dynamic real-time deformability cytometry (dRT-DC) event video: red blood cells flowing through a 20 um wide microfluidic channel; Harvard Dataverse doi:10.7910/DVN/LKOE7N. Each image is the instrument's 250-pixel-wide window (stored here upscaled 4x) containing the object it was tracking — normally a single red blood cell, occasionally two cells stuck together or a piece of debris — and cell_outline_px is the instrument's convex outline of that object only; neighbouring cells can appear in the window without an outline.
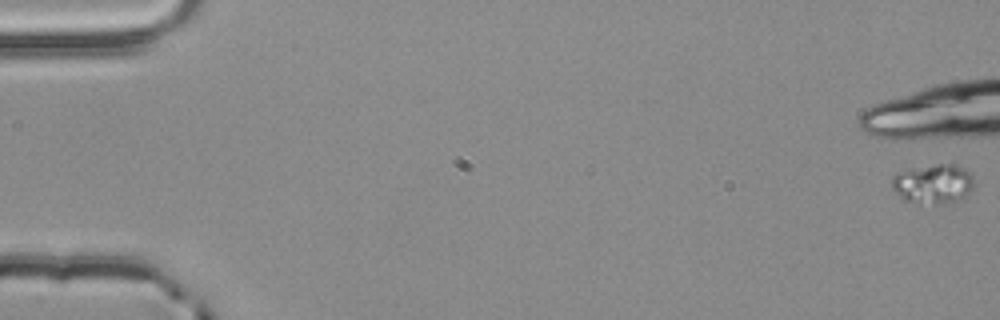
{"species": "common noctule bat (a hibernating species)", "species_latin": "Nyctalus noctula", "temperature_condition": "room temperature", "stored_images_in_passage": 10, "camera_frame_rate_fps": 3000, "um_per_image_px": 0.085, "animal": {"sex": "male", "body_mass_g": 20.4}, "frame": {"image": 1, "passage_image": 1, "time_ms": 0.0, "image_size_px": [1000, 320], "cell_outline_px": [[972, 188], [968, 196], [944, 204], [936, 204], [904, 200], [892, 188], [892, 176], [900, 172], [952, 160], [972, 172]], "centroid_in_image_um": [79.39, 15.58], "position_along_channel_um": 5.6, "area_um2": 19.13}}